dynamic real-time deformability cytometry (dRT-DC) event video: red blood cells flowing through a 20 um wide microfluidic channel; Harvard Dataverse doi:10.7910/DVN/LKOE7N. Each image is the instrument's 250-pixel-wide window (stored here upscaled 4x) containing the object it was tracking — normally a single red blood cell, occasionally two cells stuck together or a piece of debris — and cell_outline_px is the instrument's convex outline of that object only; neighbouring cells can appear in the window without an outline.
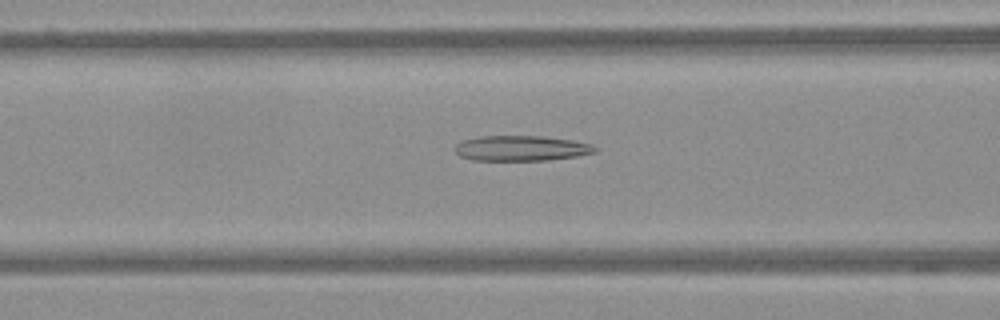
{"species": "Egyptian fruit bat (a non-hibernating species)", "species_latin": "Rousettus aegyptiacus", "temperature_condition": "warm", "stored_images_in_passage": 58, "camera_frame_rate_fps": 3000, "um_per_image_px": 0.085, "frame": {"image": 1, "passage_image": 24, "time_ms": 7.667, "image_size_px": [1000, 320], "cell_outline_px": [[600, 148], [596, 152], [576, 156], [548, 160], [472, 160], [460, 156], [452, 148], [460, 140], [480, 136], [544, 136], [572, 140], [592, 144]], "centroid_in_image_um": [44.29, 12.59], "position_along_channel_um": 122.3, "area_um2": 20.87}}
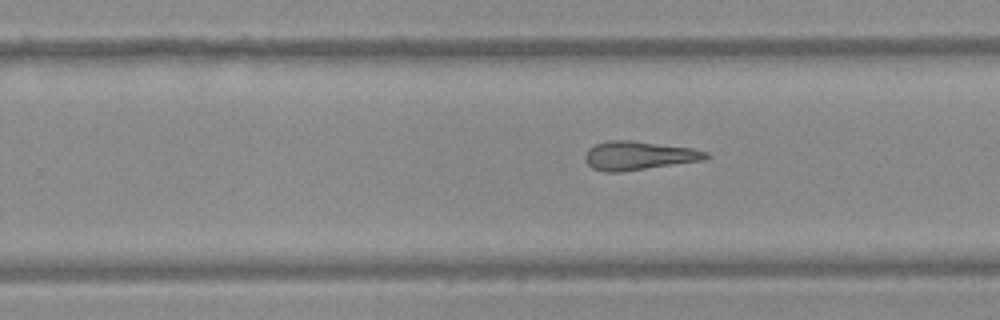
{"frame": {"image": 2, "passage_image": 37, "time_ms": 12.0, "image_size_px": [1000, 320], "cell_outline_px": [[712, 156], [704, 160], [620, 172], [604, 172], [592, 168], [584, 160], [584, 156], [588, 148], [596, 144], [608, 140], [632, 140], [692, 148], [708, 152]], "centroid_in_image_um": [54.28, 13.22], "position_along_channel_um": 275.5, "area_um2": 20.35}}
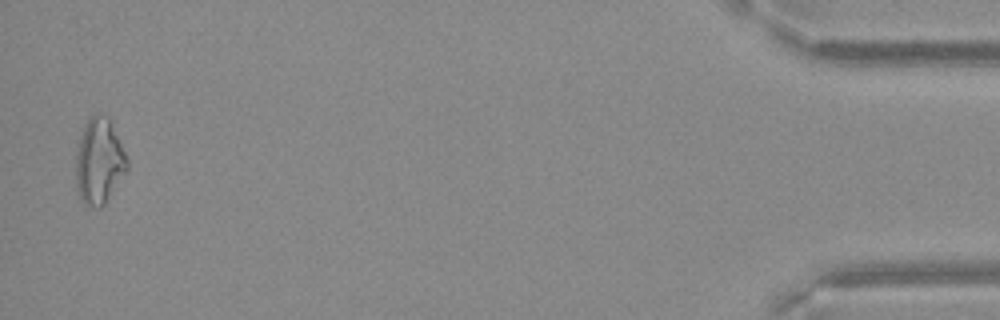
{"frame": {"image": 3, "passage_image": 57, "time_ms": 18.667, "image_size_px": [1000, 320], "cell_outline_px": [[128, 168], [104, 204], [100, 208], [84, 204], [80, 200], [76, 192], [76, 156], [80, 136], [84, 124], [96, 112], [108, 116], [128, 160]], "centroid_in_image_um": [8.4, 13.71], "position_along_channel_um": 426.8, "area_um2": 25.49}}